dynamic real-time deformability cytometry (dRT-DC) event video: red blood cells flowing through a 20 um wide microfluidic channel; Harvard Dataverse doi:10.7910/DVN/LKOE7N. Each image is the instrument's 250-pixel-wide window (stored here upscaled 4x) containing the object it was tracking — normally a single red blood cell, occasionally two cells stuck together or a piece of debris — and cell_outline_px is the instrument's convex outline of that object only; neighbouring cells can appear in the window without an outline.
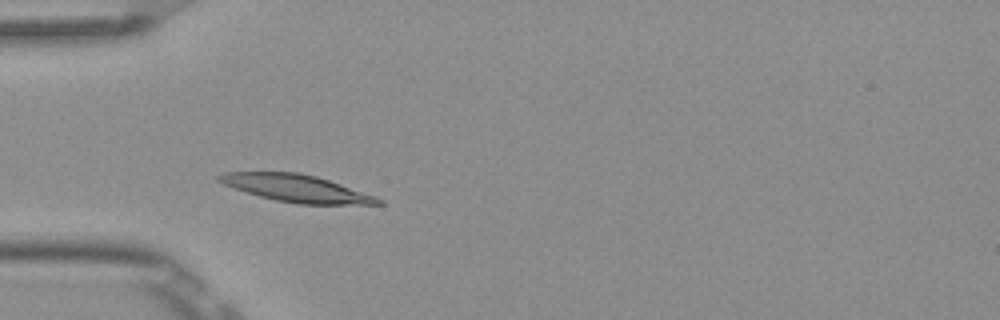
{"species": "Egyptian fruit bat (a non-hibernating species)", "species_latin": "Rousettus aegyptiacus", "temperature_condition": "room temperature", "stored_images_in_passage": 6, "camera_frame_rate_fps": 3000, "um_per_image_px": 0.085, "frame": {"image": 1, "passage_image": 3, "time_ms": 0.667, "image_size_px": [1000, 320], "cell_outline_px": [[384, 204], [296, 204], [276, 200], [260, 196], [232, 188], [216, 180], [216, 176], [224, 172], [300, 172], [316, 176], [376, 196], [384, 200]], "centroid_in_image_um": [25.18, 16.0], "position_along_channel_um": 59.8, "area_um2": 25.2}}
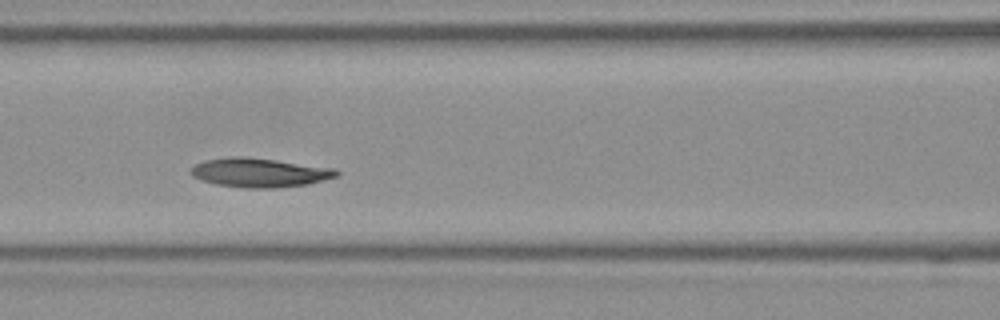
{"frame": {"image": 2, "passage_image": 5, "time_ms": 1.333, "image_size_px": [1000, 320], "cell_outline_px": [[340, 176], [308, 184], [276, 188], [244, 188], [216, 184], [200, 180], [192, 176], [188, 172], [196, 164], [204, 160], [236, 156], [244, 156], [276, 160], [336, 168], [340, 172]], "centroid_in_image_um": [22.08, 14.67], "position_along_channel_um": 144.5, "area_um2": 24.91}}
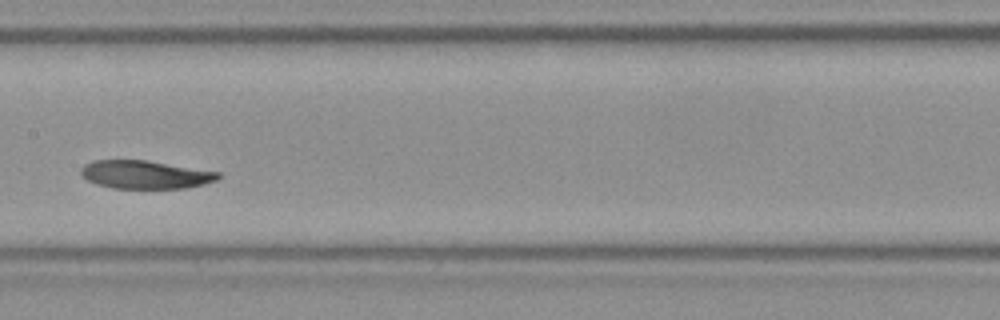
{"frame": {"image": 3, "passage_image": 6, "time_ms": 1.667, "image_size_px": [1000, 320], "cell_outline_px": [[220, 176], [216, 180], [204, 184], [188, 188], [112, 188], [96, 184], [88, 180], [80, 172], [80, 168], [84, 164], [92, 160], [148, 160], [220, 172]], "centroid_in_image_um": [12.34, 14.83], "position_along_channel_um": 195.1, "area_um2": 22.6}}